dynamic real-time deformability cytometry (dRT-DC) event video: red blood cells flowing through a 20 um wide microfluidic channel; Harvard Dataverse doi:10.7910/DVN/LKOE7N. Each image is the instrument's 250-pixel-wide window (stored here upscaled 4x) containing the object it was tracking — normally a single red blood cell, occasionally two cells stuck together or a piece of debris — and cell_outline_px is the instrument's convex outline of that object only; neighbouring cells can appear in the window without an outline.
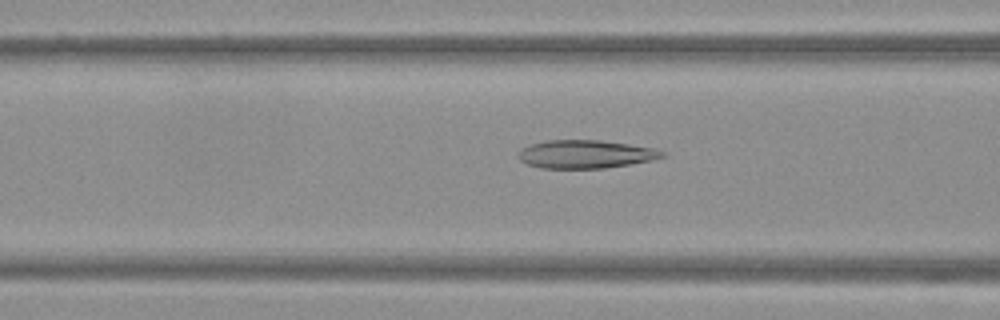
{"species": "Egyptian fruit bat (a non-hibernating species)", "species_latin": "Rousettus aegyptiacus", "temperature_condition": "warm", "stored_images_in_passage": 34, "camera_frame_rate_fps": 3000, "um_per_image_px": 0.085, "frame": {"image": 1, "passage_image": 4, "time_ms": 1.0, "image_size_px": [1000, 320], "cell_outline_px": [[664, 156], [652, 160], [632, 164], [604, 168], [540, 168], [528, 164], [520, 160], [516, 156], [520, 148], [532, 144], [548, 140], [600, 140], [656, 148], [664, 152]], "centroid_in_image_um": [49.75, 13.1], "position_along_channel_um": 116.8, "area_um2": 23.7}}
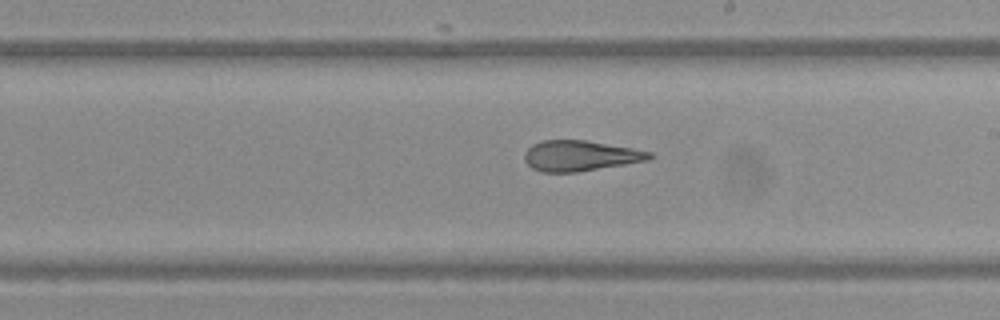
{"frame": {"image": 2, "passage_image": 13, "time_ms": 4.0, "image_size_px": [1000, 320], "cell_outline_px": [[656, 156], [648, 160], [576, 172], [540, 172], [532, 168], [524, 160], [524, 152], [532, 144], [540, 140], [584, 140], [632, 148], [652, 152]], "centroid_in_image_um": [49.29, 13.23], "position_along_channel_um": 239.7, "area_um2": 22.2}}
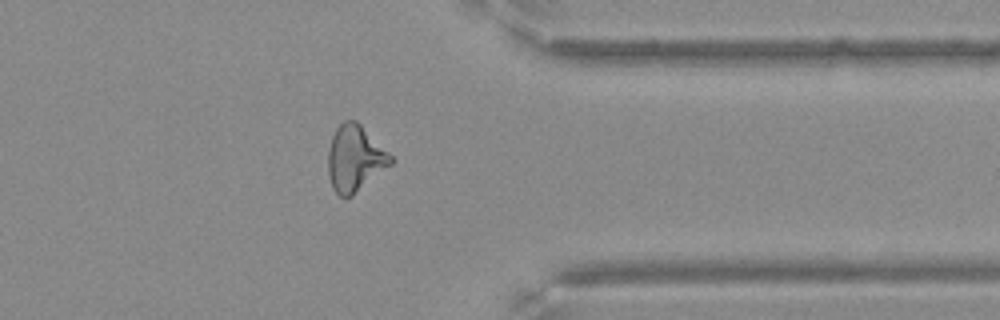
{"frame": {"image": 3, "passage_image": 24, "time_ms": 7.667, "image_size_px": [1000, 320], "cell_outline_px": [[396, 160], [392, 164], [352, 196], [340, 196], [332, 188], [328, 172], [328, 148], [332, 136], [336, 128], [344, 120], [356, 120]], "centroid_in_image_um": [30.17, 13.47], "position_along_channel_um": 381.2, "area_um2": 24.04}}